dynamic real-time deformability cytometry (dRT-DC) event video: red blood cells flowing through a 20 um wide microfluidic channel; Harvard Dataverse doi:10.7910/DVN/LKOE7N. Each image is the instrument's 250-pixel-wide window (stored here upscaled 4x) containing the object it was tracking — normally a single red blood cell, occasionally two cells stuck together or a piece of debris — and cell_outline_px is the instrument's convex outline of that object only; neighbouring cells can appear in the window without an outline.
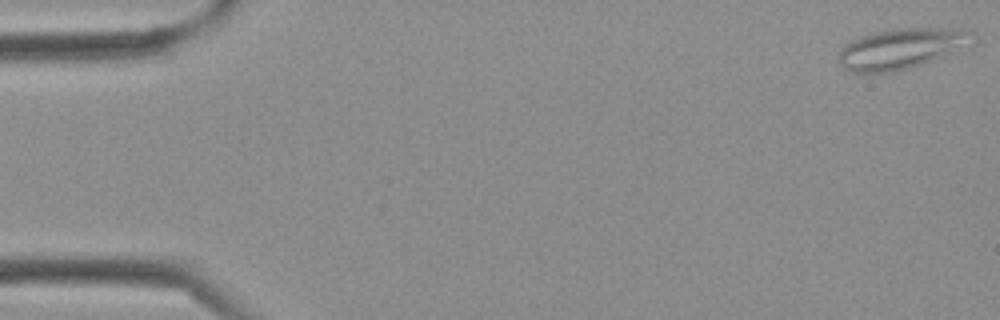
{"species": "Egyptian fruit bat (a non-hibernating species)", "species_latin": "Rousettus aegyptiacus", "temperature_condition": "cold", "stored_images_in_passage": 39, "camera_frame_rate_fps": 3000, "um_per_image_px": 0.085, "frame": {"image": 1, "passage_image": 1, "time_ms": 0.0, "image_size_px": [1000, 320], "cell_outline_px": [[976, 40], [944, 56], [908, 68], [892, 72], [852, 72], [844, 68], [836, 60], [844, 44], [852, 40], [876, 32], [896, 28], [960, 28], [972, 32], [976, 36]], "centroid_in_image_um": [76.61, 4.12], "position_along_channel_um": 8.4, "area_um2": 31.33}}
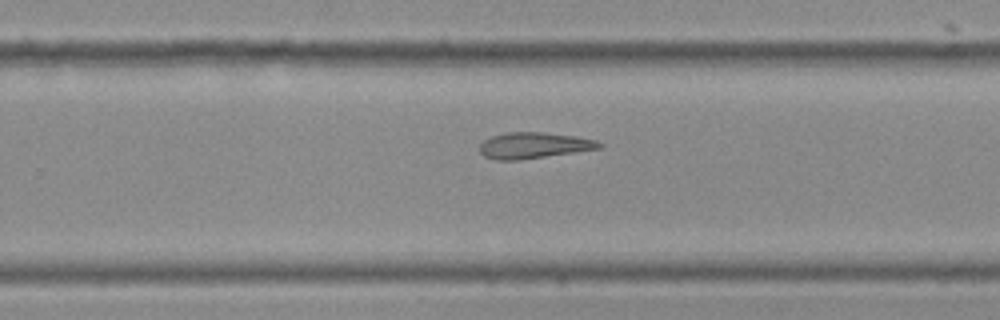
{"frame": {"image": 2, "passage_image": 25, "time_ms": 8.0, "image_size_px": [1000, 320], "cell_outline_px": [[604, 144], [600, 148], [520, 160], [496, 160], [484, 156], [480, 152], [480, 144], [484, 140], [492, 136], [508, 132], [544, 132], [576, 136], [596, 140]], "centroid_in_image_um": [45.36, 12.35], "position_along_channel_um": 284.4, "area_um2": 18.09}}
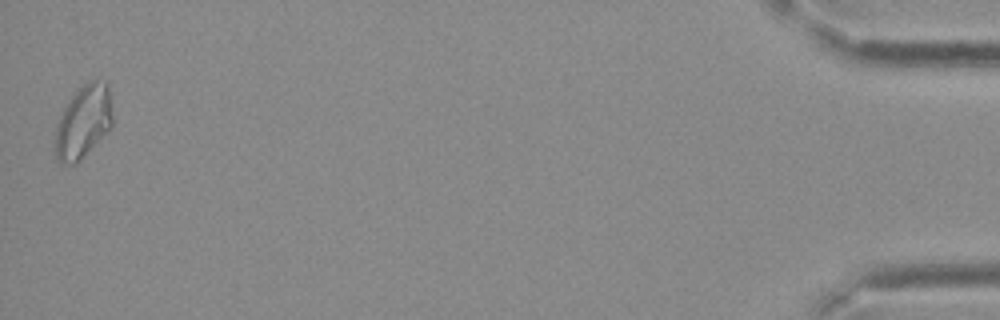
{"frame": {"image": 3, "passage_image": 39, "time_ms": 12.667, "image_size_px": [1000, 320], "cell_outline_px": [[112, 124], [80, 160], [76, 164], [60, 164], [56, 156], [52, 140], [60, 116], [64, 108], [72, 96], [88, 80], [104, 80], [108, 88], [112, 116]], "centroid_in_image_um": [7.03, 10.37], "position_along_channel_um": 428.2, "area_um2": 24.04}}